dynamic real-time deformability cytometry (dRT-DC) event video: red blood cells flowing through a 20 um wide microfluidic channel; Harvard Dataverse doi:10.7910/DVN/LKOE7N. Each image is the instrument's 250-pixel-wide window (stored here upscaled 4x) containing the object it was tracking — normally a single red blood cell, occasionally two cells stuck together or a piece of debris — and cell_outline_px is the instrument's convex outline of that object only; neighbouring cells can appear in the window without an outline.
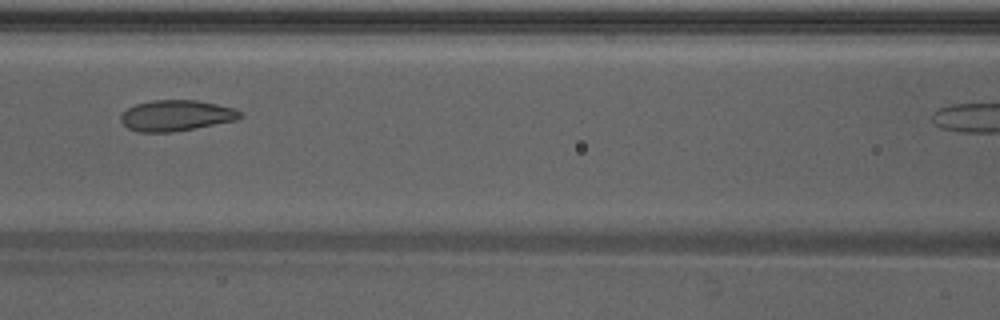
{"species": "Egyptian fruit bat (a non-hibernating species)", "species_latin": "Rousettus aegyptiacus", "temperature_condition": "warm", "stored_images_in_passage": 33, "camera_frame_rate_fps": 3000, "um_per_image_px": 0.085, "animal": {"sex": "male"}, "frame": {"image": 1, "passage_image": 15, "time_ms": 4.667, "image_size_px": [1000, 320], "cell_outline_px": [[244, 116], [236, 120], [172, 132], [140, 132], [128, 128], [120, 120], [120, 116], [128, 108], [136, 104], [152, 100], [196, 100], [236, 108]], "centroid_in_image_um": [14.98, 9.81], "position_along_channel_um": 151.6, "area_um2": 21.33}}
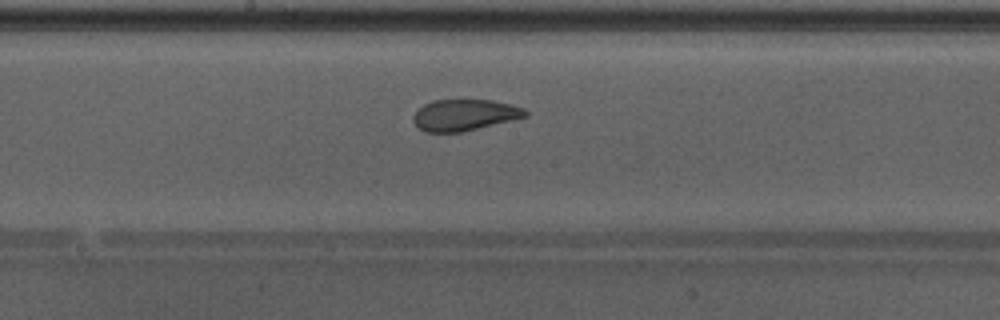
{"frame": {"image": 2, "passage_image": 19, "time_ms": 6.0, "image_size_px": [1000, 320], "cell_outline_px": [[528, 116], [512, 120], [460, 132], [424, 132], [412, 120], [412, 116], [424, 104], [432, 100], [492, 100], [524, 108], [528, 112]], "centroid_in_image_um": [39.47, 9.77], "position_along_channel_um": 208.7, "area_um2": 20.23}}